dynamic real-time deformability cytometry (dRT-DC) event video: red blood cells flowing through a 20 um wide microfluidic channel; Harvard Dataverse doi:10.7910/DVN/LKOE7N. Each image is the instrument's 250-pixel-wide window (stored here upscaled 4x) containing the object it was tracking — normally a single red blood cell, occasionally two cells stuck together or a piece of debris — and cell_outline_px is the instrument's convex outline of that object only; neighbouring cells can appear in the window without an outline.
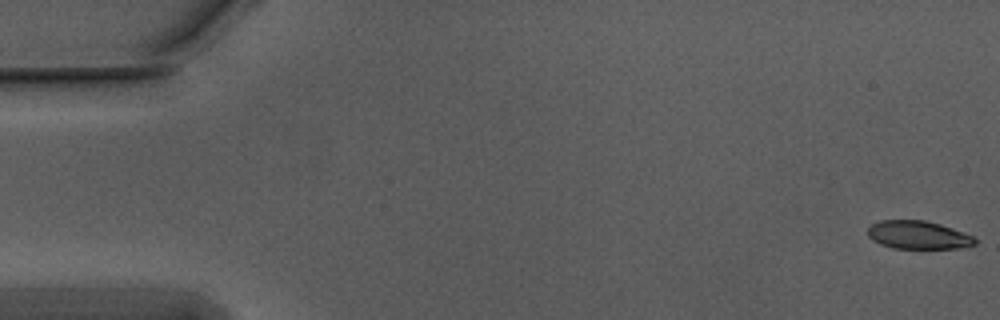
{"species": "Egyptian fruit bat (a non-hibernating species)", "species_latin": "Rousettus aegyptiacus", "temperature_condition": "warm", "stored_images_in_passage": 55, "camera_frame_rate_fps": 3000, "um_per_image_px": 0.085, "animal": {"sex": "male"}, "frame": {"image": 1, "passage_image": 1, "time_ms": 0.0, "image_size_px": [1000, 320], "cell_outline_px": [[976, 244], [960, 248], [892, 248], [880, 244], [872, 240], [868, 236], [868, 228], [872, 224], [880, 220], [924, 220], [940, 224], [964, 232], [972, 236], [976, 240]], "centroid_in_image_um": [78.03, 19.97], "position_along_channel_um": 7.0, "area_um2": 17.57}}
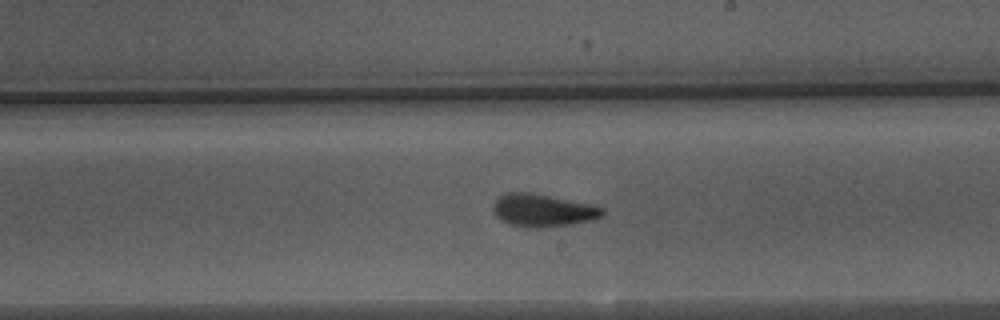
{"frame": {"image": 2, "passage_image": 32, "time_ms": 10.333, "image_size_px": [1000, 320], "cell_outline_px": [[604, 216], [572, 224], [536, 228], [524, 228], [508, 224], [500, 220], [492, 212], [492, 204], [500, 196], [508, 192], [528, 192], [588, 204], [604, 208]], "centroid_in_image_um": [46.06, 17.9], "position_along_channel_um": 242.9, "area_um2": 20.69}}
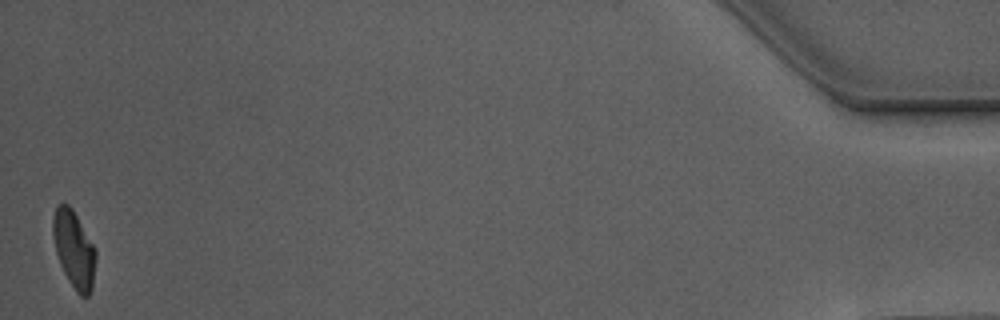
{"frame": {"image": 3, "passage_image": 55, "time_ms": 18.0, "image_size_px": [1000, 320], "cell_outline_px": [[96, 260], [92, 288], [88, 296], [80, 296], [76, 292], [68, 280], [60, 264], [56, 252], [52, 232], [52, 216], [56, 204], [68, 204], [72, 208], [96, 248]], "centroid_in_image_um": [6.28, 21.17], "position_along_channel_um": 428.9, "area_um2": 19.42}, "authors_computed_cell_mechanics": {"area_um2": 20.0566, "velocity_mm_per_s": 3.7447, "shape_relaxation_time_tau1_ms": 3.6371, "shape_relaxation_time_tau2_ms": 1.7563, "deformation_change_tau1": 0.1796, "deformation_change_tau2": 0.0868}}